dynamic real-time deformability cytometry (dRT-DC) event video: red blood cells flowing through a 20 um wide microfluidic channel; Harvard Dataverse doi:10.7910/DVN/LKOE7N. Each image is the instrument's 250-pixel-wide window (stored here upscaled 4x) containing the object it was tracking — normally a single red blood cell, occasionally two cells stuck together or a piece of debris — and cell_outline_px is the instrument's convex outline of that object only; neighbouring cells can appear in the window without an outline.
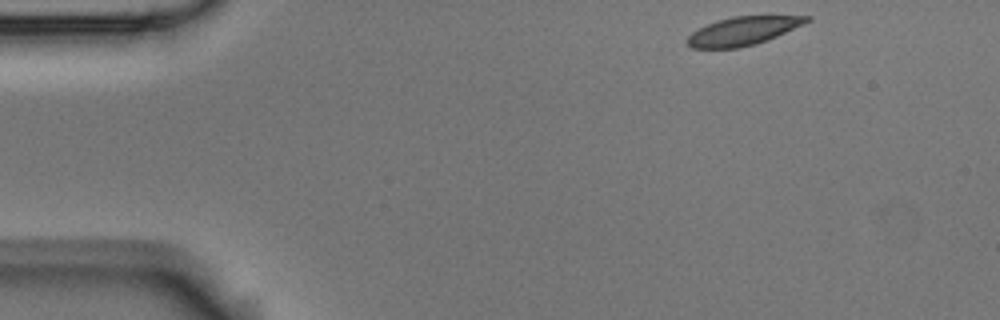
{"species": "Egyptian fruit bat (a non-hibernating species)", "species_latin": "Rousettus aegyptiacus", "temperature_condition": "room temperature", "stored_images_in_passage": 4, "camera_frame_rate_fps": 3000, "um_per_image_px": 0.085, "animal": {"sex": "male"}, "frame": {"image": 1, "passage_image": 1, "time_ms": 0.0, "image_size_px": [1000, 320], "cell_outline_px": [[812, 20], [804, 24], [768, 40], [756, 44], [736, 48], [692, 48], [688, 44], [688, 36], [692, 32], [708, 24], [732, 16], [812, 16]], "centroid_in_image_um": [63.2, 2.63], "position_along_channel_um": 21.8, "area_um2": 19.54}}
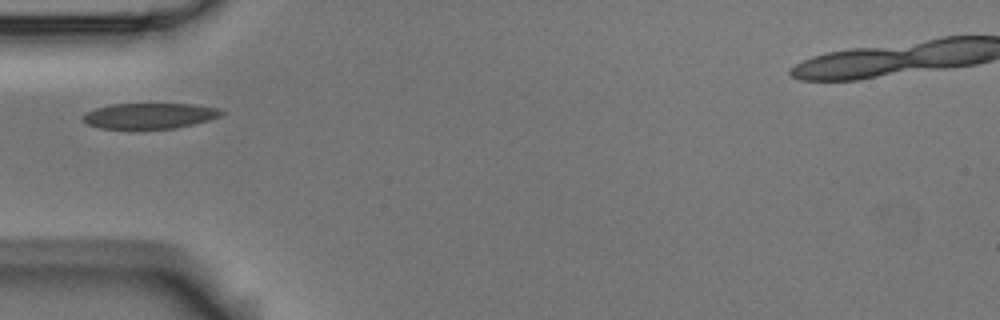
{"frame": {"image": 2, "passage_image": 4, "time_ms": 1.0, "image_size_px": [1000, 320], "cell_outline_px": [[224, 112], [220, 116], [208, 120], [176, 128], [100, 128], [88, 124], [80, 116], [96, 108], [112, 104], [192, 104], [220, 108]], "centroid_in_image_um": [12.73, 9.83], "position_along_channel_um": 72.3, "area_um2": 20.4}}